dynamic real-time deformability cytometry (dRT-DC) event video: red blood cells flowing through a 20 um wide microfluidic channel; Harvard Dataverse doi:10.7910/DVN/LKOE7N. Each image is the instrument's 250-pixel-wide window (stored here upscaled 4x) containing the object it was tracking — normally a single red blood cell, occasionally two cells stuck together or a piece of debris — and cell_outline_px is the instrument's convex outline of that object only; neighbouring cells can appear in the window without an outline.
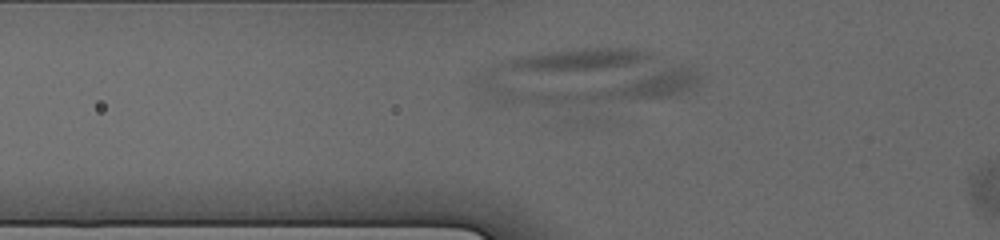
{"species": "human", "species_latin": "Homo sapiens", "temperature_condition": "cold", "stored_images_in_passage": 2, "camera_frame_rate_fps": 3000, "um_per_image_px": 0.085, "donor": {"sex": "male"}, "frame": {"image": 1, "passage_image": 2, "time_ms": 1.0, "image_size_px": [1000, 240], "cell_outline_px": [[700, 80], [696, 84], [680, 92], [596, 124], [576, 124], [496, 108], [484, 80], [484, 76], [672, 68], [688, 68], [696, 72], [700, 76]], "centroid_in_image_um": [49.88, 7.86], "position_along_channel_um": 75.9, "area_um2": 59.36}}